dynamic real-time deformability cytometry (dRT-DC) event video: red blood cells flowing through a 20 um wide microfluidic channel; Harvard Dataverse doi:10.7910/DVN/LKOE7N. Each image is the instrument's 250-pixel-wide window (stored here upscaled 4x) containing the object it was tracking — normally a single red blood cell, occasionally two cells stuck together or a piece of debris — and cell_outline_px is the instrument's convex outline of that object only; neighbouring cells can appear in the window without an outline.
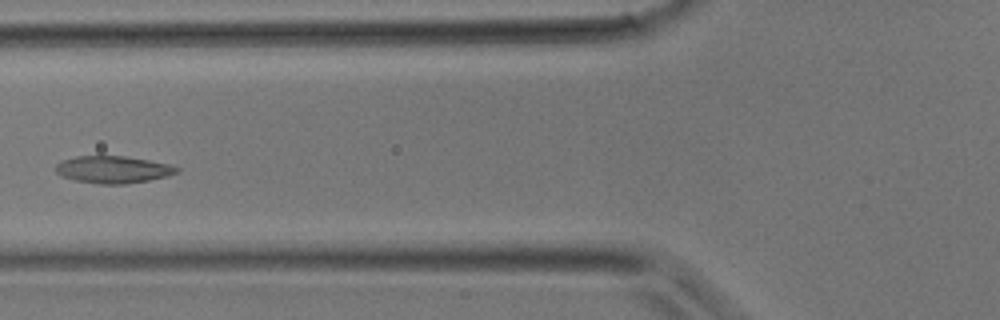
{"species": "common noctule bat (a hibernating species)", "species_latin": "Nyctalus noctula", "temperature_condition": "room temperature", "stored_images_in_passage": 16, "camera_frame_rate_fps": 3000, "um_per_image_px": 0.085, "animal": {"sex": "male", "body_mass_g": 17.9}, "frame": {"image": 1, "passage_image": 7, "time_ms": 2.0, "image_size_px": [1000, 320], "cell_outline_px": [[180, 172], [148, 180], [124, 184], [100, 184], [76, 180], [60, 176], [56, 172], [56, 164], [64, 160], [76, 156], [124, 156], [148, 160], [168, 164], [180, 168]], "centroid_in_image_um": [9.6, 14.41], "position_along_channel_um": 116.2, "area_um2": 18.96}}